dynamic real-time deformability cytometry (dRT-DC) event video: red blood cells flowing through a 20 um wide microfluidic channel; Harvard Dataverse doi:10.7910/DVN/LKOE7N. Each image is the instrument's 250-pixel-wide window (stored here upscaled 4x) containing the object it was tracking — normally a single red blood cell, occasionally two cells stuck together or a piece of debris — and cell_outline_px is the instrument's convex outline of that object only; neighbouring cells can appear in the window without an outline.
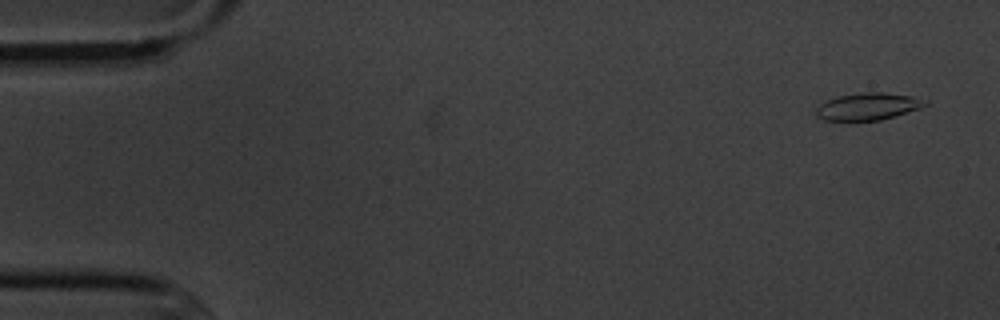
{"species": "common noctule bat (a hibernating species)", "species_latin": "Nyctalus noctula", "temperature_condition": "cold", "stored_images_in_passage": 10, "camera_frame_rate_fps": 3000, "um_per_image_px": 0.085, "animal": {"sex": "male", "body_mass_g": 20.1, "forearm_length_mm": 53.5}, "frame": {"image": 1, "passage_image": 1, "time_ms": 0.0, "image_size_px": [1000, 320], "cell_outline_px": [[928, 104], [920, 108], [880, 120], [824, 120], [816, 116], [816, 108], [824, 100], [836, 96], [860, 92], [880, 92], [912, 96], [928, 100]], "centroid_in_image_um": [73.75, 9.03], "position_along_channel_um": 11.3, "area_um2": 17.28}}
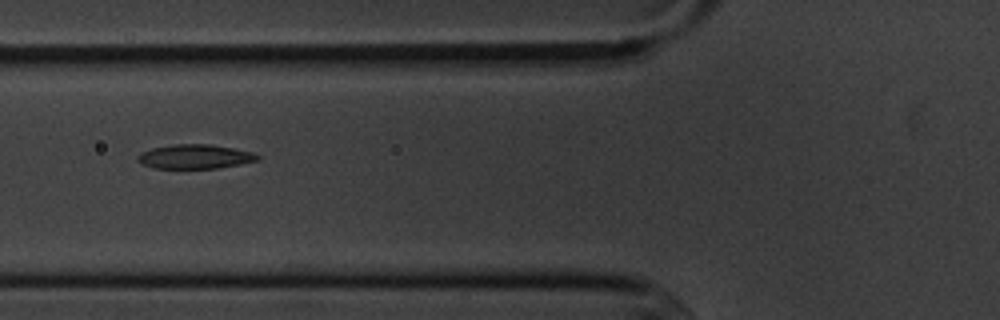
{"frame": {"image": 2, "passage_image": 6, "time_ms": 6.0, "image_size_px": [1000, 320], "cell_outline_px": [[260, 160], [240, 164], [216, 168], [152, 168], [136, 160], [136, 156], [140, 152], [152, 148], [176, 144], [212, 144], [252, 152], [260, 156]], "centroid_in_image_um": [16.56, 13.31], "position_along_channel_um": 109.2, "area_um2": 16.94}}
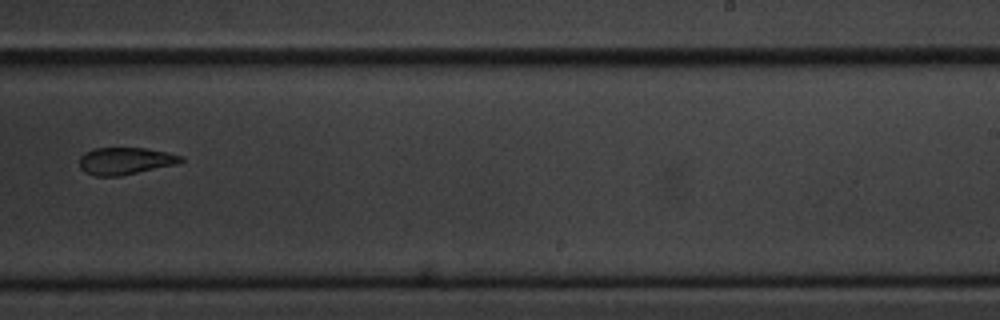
{"frame": {"image": 3, "passage_image": 10, "time_ms": 10.667, "image_size_px": [1000, 320], "cell_outline_px": [[184, 160], [180, 164], [120, 176], [96, 176], [84, 172], [80, 168], [80, 156], [84, 152], [96, 148], [144, 148], [168, 152], [184, 156]], "centroid_in_image_um": [10.69, 13.68], "position_along_channel_um": 278.3, "area_um2": 16.3}}